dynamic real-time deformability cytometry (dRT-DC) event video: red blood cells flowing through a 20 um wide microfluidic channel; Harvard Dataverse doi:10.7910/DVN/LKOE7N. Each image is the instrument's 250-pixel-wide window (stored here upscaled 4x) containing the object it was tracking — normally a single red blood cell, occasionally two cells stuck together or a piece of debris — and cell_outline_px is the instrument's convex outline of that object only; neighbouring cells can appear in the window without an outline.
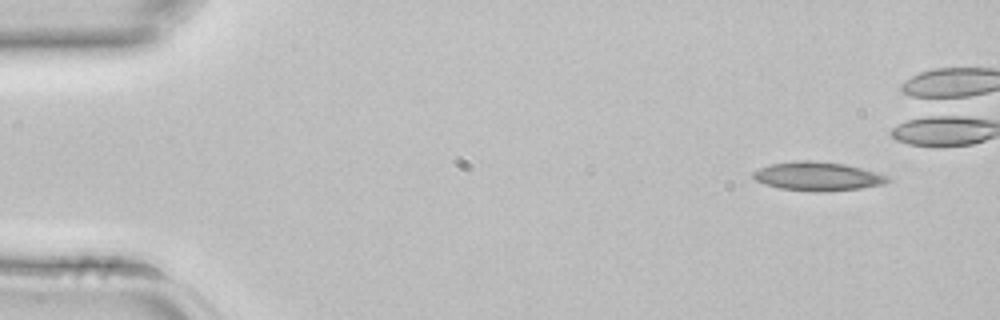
{"species": "common noctule bat (a hibernating species)", "species_latin": "Nyctalus noctula", "temperature_condition": "room temperature", "stored_images_in_passage": 5, "camera_frame_rate_fps": 3000, "um_per_image_px": 0.085, "animal": {"sex": "female", "body_mass_g": 22.7, "forearm_length_mm": 54.2}, "frame": {"image": 1, "passage_image": 1, "time_ms": 0.0, "image_size_px": [1000, 320], "cell_outline_px": [[892, 180], [884, 184], [860, 188], [820, 192], [780, 188], [764, 184], [756, 180], [752, 176], [752, 172], [760, 168], [772, 164], [800, 160], [808, 160], [844, 164], [876, 172], [888, 176]], "centroid_in_image_um": [69.51, 14.99], "position_along_channel_um": 15.5, "area_um2": 22.31}}